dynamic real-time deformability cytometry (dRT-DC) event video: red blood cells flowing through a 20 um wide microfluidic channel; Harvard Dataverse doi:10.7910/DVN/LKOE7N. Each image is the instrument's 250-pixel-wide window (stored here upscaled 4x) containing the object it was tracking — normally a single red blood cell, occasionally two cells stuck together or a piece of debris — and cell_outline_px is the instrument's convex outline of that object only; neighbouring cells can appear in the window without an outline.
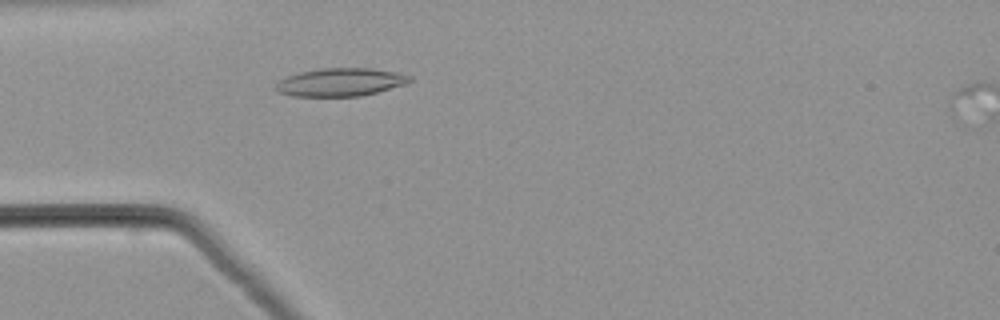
{"species": "common noctule bat (a hibernating species)", "species_latin": "Nyctalus noctula", "temperature_condition": "warm", "stored_images_in_passage": 10, "camera_frame_rate_fps": 3000, "um_per_image_px": 0.085, "animal": {"sex": "male", "body_mass_g": 21.5, "forearm_length_mm": 52.0}, "frame": {"image": 1, "passage_image": 9, "time_ms": 2.667, "image_size_px": [1000, 320], "cell_outline_px": [[412, 80], [404, 84], [376, 92], [360, 96], [292, 96], [280, 92], [276, 88], [276, 84], [280, 80], [288, 76], [300, 72], [320, 68], [372, 68], [396, 72], [412, 76]], "centroid_in_image_um": [28.95, 6.97], "position_along_channel_um": 56.0, "area_um2": 21.68}}